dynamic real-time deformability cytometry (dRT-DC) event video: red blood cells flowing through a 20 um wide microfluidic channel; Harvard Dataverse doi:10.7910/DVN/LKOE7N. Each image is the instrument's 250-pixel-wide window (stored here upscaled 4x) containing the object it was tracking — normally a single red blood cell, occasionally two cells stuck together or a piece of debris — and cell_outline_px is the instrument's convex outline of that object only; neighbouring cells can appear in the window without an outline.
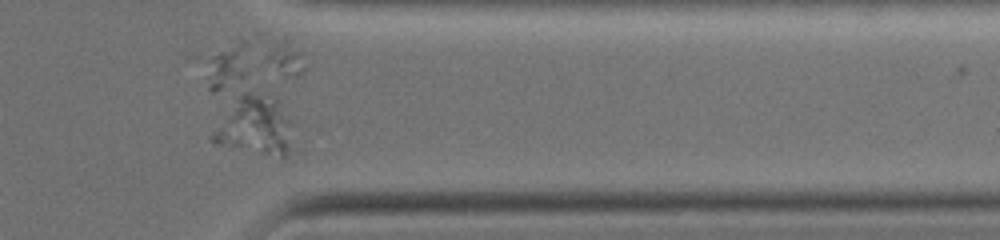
{"species": "common noctule bat (a hibernating species)", "species_latin": "Nyctalus noctula", "temperature_condition": "warm", "stored_images_in_passage": 41, "camera_frame_rate_fps": 3000, "um_per_image_px": 0.085, "animal": {"sex": "female", "body_mass_g": 19.0, "forearm_length_mm": 51.5}, "frame": {"image": 1, "passage_image": 32, "time_ms": 10.333, "image_size_px": [1000, 240], "cell_outline_px": [[300, 152], [284, 160], [280, 160], [212, 144], [208, 140], [208, 136], [240, 92], [248, 92], [276, 96], [280, 100], [300, 148]], "centroid_in_image_um": [21.8, 10.84], "position_along_channel_um": 389.6, "area_um2": 30.0}}
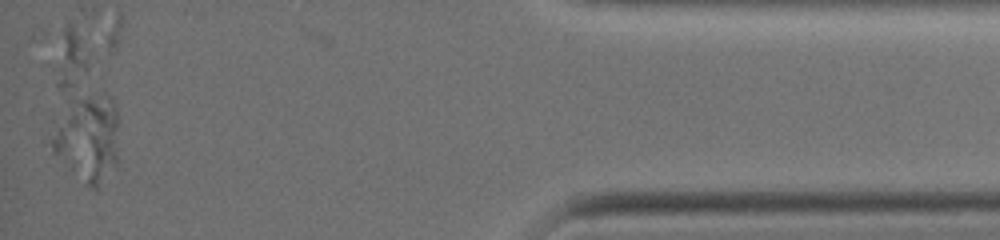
{"frame": {"image": 2, "passage_image": 41, "time_ms": 13.333, "image_size_px": [1000, 240], "cell_outline_px": [[116, 164], [96, 192], [52, 152], [52, 140], [72, 104], [96, 92], [104, 92], [112, 96], [116, 104]], "centroid_in_image_um": [7.56, 11.79], "position_along_channel_um": 427.6, "area_um2": 32.14}}